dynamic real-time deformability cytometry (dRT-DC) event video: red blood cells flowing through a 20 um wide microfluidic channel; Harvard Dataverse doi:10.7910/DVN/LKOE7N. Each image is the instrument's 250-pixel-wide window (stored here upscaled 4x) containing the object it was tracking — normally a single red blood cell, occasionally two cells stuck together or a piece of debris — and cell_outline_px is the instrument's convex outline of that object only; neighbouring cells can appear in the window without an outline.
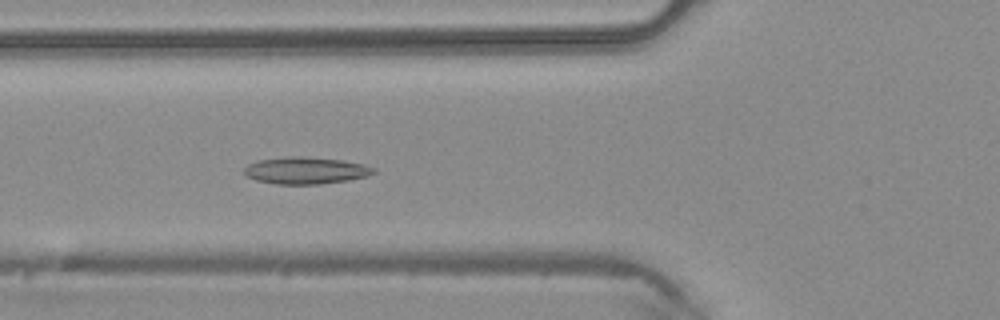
{"species": "common noctule bat (a hibernating species)", "species_latin": "Nyctalus noctula", "temperature_condition": "warm", "stored_images_in_passage": 46, "camera_frame_rate_fps": 3000, "um_per_image_px": 0.085, "animal": {"sex": "male", "body_mass_g": 20.4}, "frame": {"image": 1, "passage_image": 17, "time_ms": 5.333, "image_size_px": [1000, 320], "cell_outline_px": [[376, 172], [368, 176], [348, 180], [320, 184], [276, 184], [256, 180], [248, 176], [244, 172], [244, 168], [248, 164], [260, 160], [284, 156], [300, 156], [344, 160], [364, 164], [376, 168]], "centroid_in_image_um": [26.02, 14.48], "position_along_channel_um": 99.8, "area_um2": 20.4}}
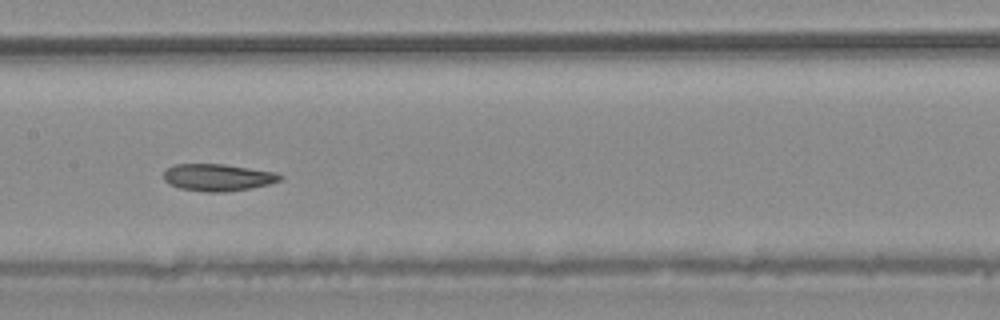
{"frame": {"image": 2, "passage_image": 23, "time_ms": 7.333, "image_size_px": [1000, 320], "cell_outline_px": [[284, 176], [280, 180], [268, 184], [248, 188], [224, 192], [204, 192], [180, 188], [168, 184], [164, 180], [164, 168], [172, 164], [224, 164], [276, 172]], "centroid_in_image_um": [18.46, 15.07], "position_along_channel_um": 188.9, "area_um2": 18.44}}
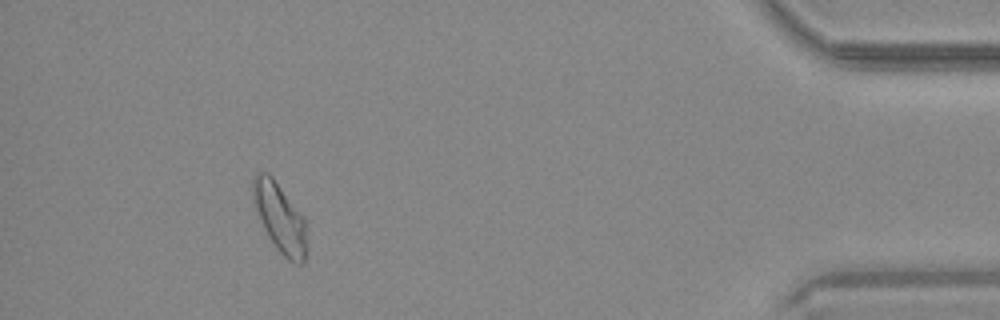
{"frame": {"image": 3, "passage_image": 42, "time_ms": 13.667, "image_size_px": [1000, 320], "cell_outline_px": [[308, 248], [304, 264], [300, 264], [288, 260], [276, 248], [268, 236], [252, 204], [252, 176], [256, 172], [268, 172], [272, 176], [304, 220]], "centroid_in_image_um": [23.75, 18.52], "position_along_channel_um": 411.4, "area_um2": 21.68}}